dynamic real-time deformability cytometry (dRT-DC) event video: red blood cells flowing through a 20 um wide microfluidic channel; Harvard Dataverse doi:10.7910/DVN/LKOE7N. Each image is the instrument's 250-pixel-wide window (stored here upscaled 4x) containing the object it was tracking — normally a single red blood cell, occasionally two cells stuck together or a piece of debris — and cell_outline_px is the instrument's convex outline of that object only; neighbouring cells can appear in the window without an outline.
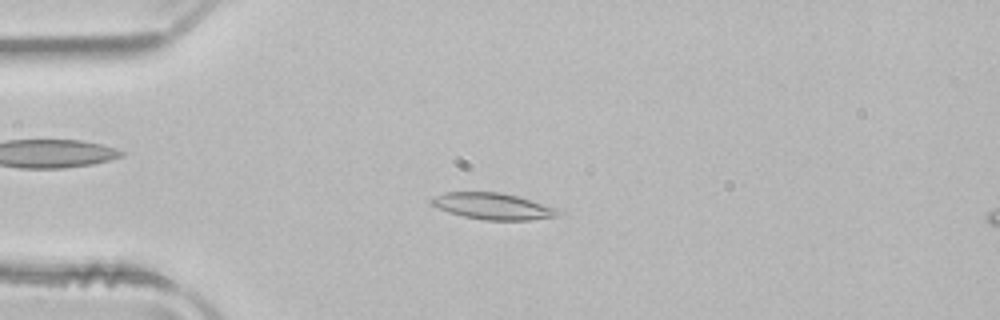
{"species": "common noctule bat (a hibernating species)", "species_latin": "Nyctalus noctula", "temperature_condition": "room temperature", "stored_images_in_passage": 51, "camera_frame_rate_fps": 3000, "um_per_image_px": 0.085, "animal": {"sex": "male", "body_mass_g": 21.5, "forearm_length_mm": 52.0}, "frame": {"image": 1, "passage_image": 12, "time_ms": 3.667, "image_size_px": [1000, 320], "cell_outline_px": [[564, 212], [556, 216], [532, 220], [484, 220], [464, 216], [448, 212], [432, 204], [428, 200], [444, 192], [500, 192], [564, 208]], "centroid_in_image_um": [42.01, 17.53], "position_along_channel_um": 43.0, "area_um2": 19.77}}
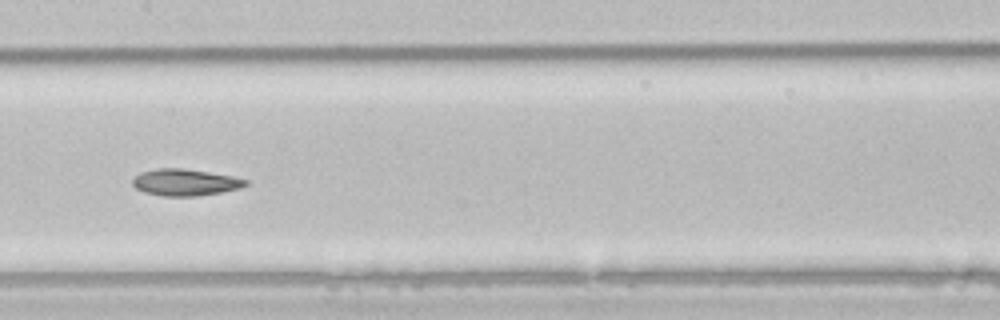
{"frame": {"image": 2, "passage_image": 25, "time_ms": 8.0, "image_size_px": [1000, 320], "cell_outline_px": [[248, 184], [240, 188], [220, 192], [196, 196], [164, 196], [144, 192], [136, 188], [132, 184], [132, 180], [140, 172], [156, 168], [180, 168], [208, 172], [232, 176], [248, 180]], "centroid_in_image_um": [15.72, 15.5], "position_along_channel_um": 191.7, "area_um2": 17.46}}
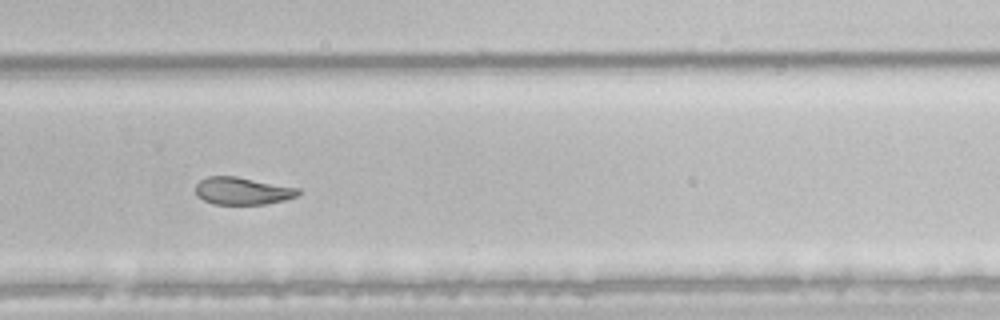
{"frame": {"image": 3, "passage_image": 34, "time_ms": 11.0, "image_size_px": [1000, 320], "cell_outline_px": [[300, 192], [296, 196], [284, 200], [264, 204], [212, 204], [196, 196], [196, 184], [200, 180], [208, 176], [236, 176], [300, 188]], "centroid_in_image_um": [20.59, 16.22], "position_along_channel_um": 309.2, "area_um2": 16.42}, "authors_computed_cell_mechanics": {"area_um2": 19.4786, "velocity_mm_per_s": 3.9471, "shape_relaxation_time_tau1_ms": 6.3817, "shape_relaxation_time_tau2_ms": 4.9812, "deformation_change_tau1": 0.1575, "deformation_change_tau2": 0.0984}}